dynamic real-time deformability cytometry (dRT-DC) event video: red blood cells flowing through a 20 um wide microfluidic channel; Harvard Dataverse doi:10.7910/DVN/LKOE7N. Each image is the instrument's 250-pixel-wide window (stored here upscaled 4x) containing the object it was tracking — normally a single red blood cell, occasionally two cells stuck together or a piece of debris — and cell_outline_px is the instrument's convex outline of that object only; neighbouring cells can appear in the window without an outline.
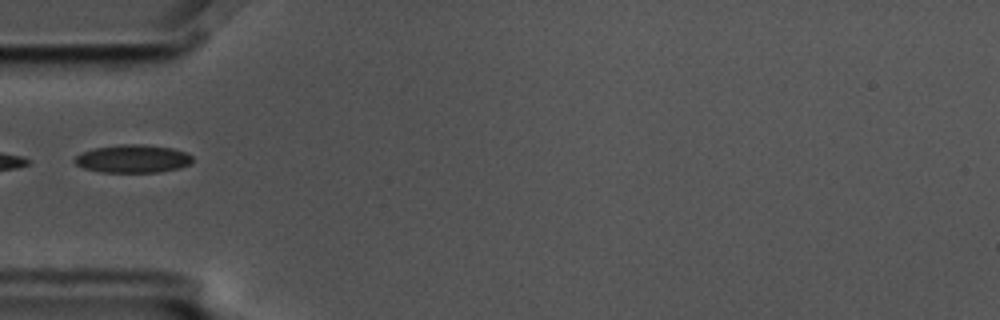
{"species": "common noctule bat (a hibernating species)", "species_latin": "Nyctalus noctula", "temperature_condition": "cold", "stored_images_in_passage": 15, "camera_frame_rate_fps": 3000, "um_per_image_px": 0.085, "animal": {"sex": "male", "body_mass_g": 17.5, "forearm_length_mm": 52.3}, "frame": {"image": 1, "passage_image": 5, "time_ms": 1.333, "image_size_px": [1000, 320], "cell_outline_px": [[192, 164], [180, 168], [160, 172], [100, 172], [84, 168], [76, 164], [72, 160], [76, 156], [84, 152], [96, 148], [120, 144], [140, 144], [172, 148], [184, 152], [192, 156]], "centroid_in_image_um": [11.31, 13.5], "position_along_channel_um": 73.7, "area_um2": 19.19}}
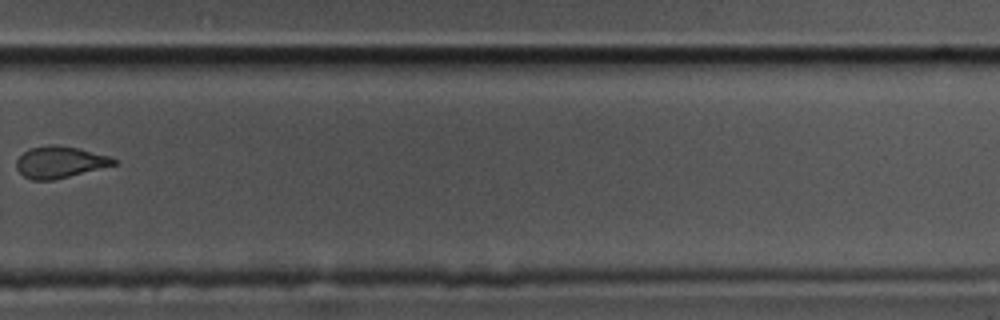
{"frame": {"image": 2, "passage_image": 11, "time_ms": 3.333, "image_size_px": [1000, 320], "cell_outline_px": [[120, 164], [56, 180], [32, 180], [24, 176], [16, 168], [16, 160], [28, 148], [48, 144], [60, 144], [80, 148], [112, 156]], "centroid_in_image_um": [5.15, 13.77], "position_along_channel_um": 324.7, "area_um2": 18.55}}